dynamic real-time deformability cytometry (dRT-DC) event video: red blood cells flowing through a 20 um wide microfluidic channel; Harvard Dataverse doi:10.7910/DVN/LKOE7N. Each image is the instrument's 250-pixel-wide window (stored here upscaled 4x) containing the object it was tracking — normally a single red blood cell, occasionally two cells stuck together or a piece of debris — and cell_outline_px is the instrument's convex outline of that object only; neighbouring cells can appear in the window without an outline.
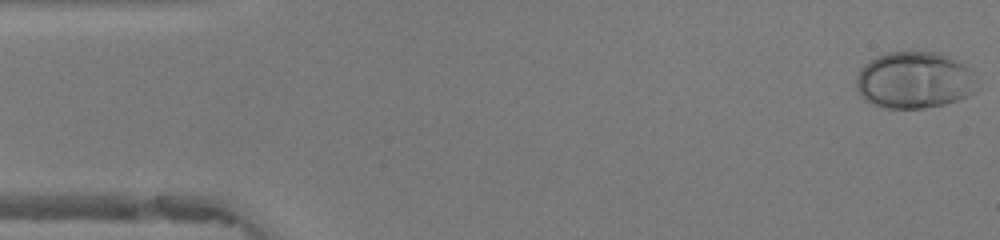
{"species": "human", "species_latin": "Homo sapiens", "temperature_condition": "warm", "stored_images_in_passage": 48, "camera_frame_rate_fps": 3000, "um_per_image_px": 0.085, "donor": {"sex": "female"}, "frame": {"image": 1, "passage_image": 1, "time_ms": 0.0, "image_size_px": [1000, 240], "cell_outline_px": [[976, 72], [964, 96], [940, 104], [920, 108], [888, 108], [876, 104], [868, 100], [860, 92], [856, 84], [856, 76], [860, 68], [868, 60], [876, 56], [888, 52], [940, 52], [972, 68]], "centroid_in_image_um": [77.63, 6.76], "position_along_channel_um": 7.4, "area_um2": 38.84}}
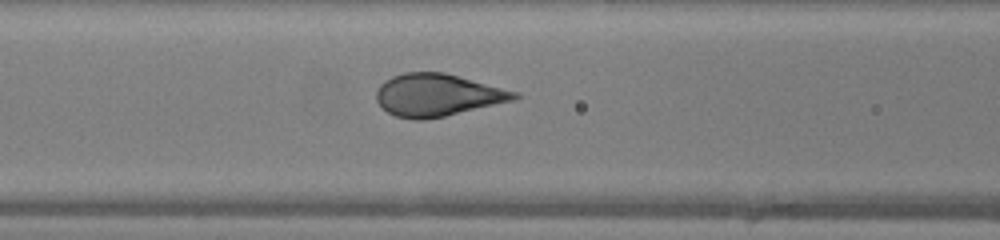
{"frame": {"image": 2, "passage_image": 19, "time_ms": 6.0, "image_size_px": [1000, 240], "cell_outline_px": [[520, 96], [512, 100], [444, 116], [420, 120], [412, 120], [396, 116], [388, 112], [376, 100], [376, 92], [380, 84], [384, 80], [392, 76], [404, 72], [444, 72], [516, 92]], "centroid_in_image_um": [37.11, 8.07], "position_along_channel_um": 129.5, "area_um2": 33.52}}
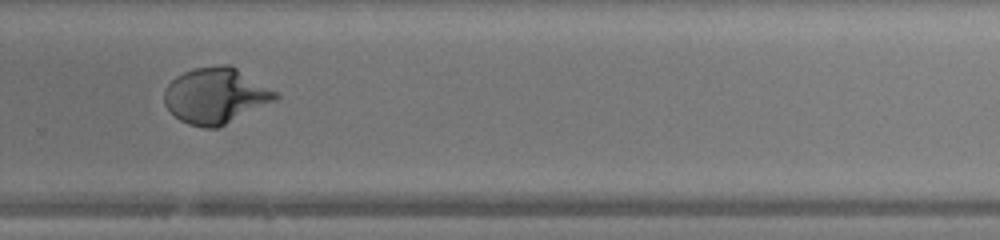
{"frame": {"image": 3, "passage_image": 32, "time_ms": 10.333, "image_size_px": [1000, 240], "cell_outline_px": [[280, 96], [276, 100], [220, 128], [204, 128], [188, 124], [180, 120], [164, 104], [164, 92], [168, 84], [176, 76], [184, 72], [196, 68], [220, 64], [228, 64], [236, 68], [280, 92]], "centroid_in_image_um": [18.37, 8.14], "position_along_channel_um": 311.4, "area_um2": 36.41}}